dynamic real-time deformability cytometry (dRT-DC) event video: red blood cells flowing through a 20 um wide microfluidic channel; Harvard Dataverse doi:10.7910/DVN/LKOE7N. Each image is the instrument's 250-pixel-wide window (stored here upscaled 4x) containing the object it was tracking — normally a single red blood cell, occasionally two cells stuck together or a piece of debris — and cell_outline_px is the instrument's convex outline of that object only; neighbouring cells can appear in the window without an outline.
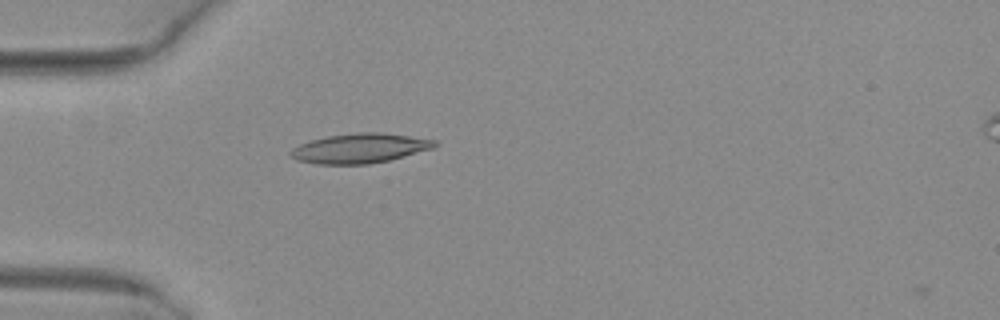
{"species": "common noctule bat (a hibernating species)", "species_latin": "Nyctalus noctula", "temperature_condition": "warm", "stored_images_in_passage": 2, "camera_frame_rate_fps": 3000, "um_per_image_px": 0.085, "animal": {"sex": "female", "body_mass_g": 29.2, "forearm_length_mm": 56.3}, "frame": {"image": 1, "passage_image": 2, "time_ms": 0.333, "image_size_px": [1000, 320], "cell_outline_px": [[440, 144], [432, 148], [404, 156], [388, 160], [368, 164], [316, 164], [296, 160], [288, 152], [292, 148], [300, 144], [312, 140], [328, 136], [360, 132], [380, 132], [436, 140]], "centroid_in_image_um": [30.57, 12.6], "position_along_channel_um": 54.4, "area_um2": 24.68}}